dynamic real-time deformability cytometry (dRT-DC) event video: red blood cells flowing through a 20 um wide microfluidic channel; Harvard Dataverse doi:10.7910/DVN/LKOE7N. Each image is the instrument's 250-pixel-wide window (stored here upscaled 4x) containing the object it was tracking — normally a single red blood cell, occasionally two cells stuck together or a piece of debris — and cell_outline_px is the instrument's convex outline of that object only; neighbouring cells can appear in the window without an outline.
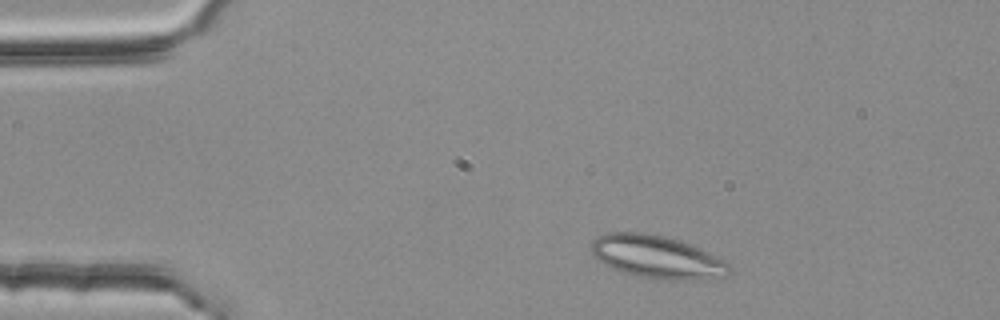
{"species": "common noctule bat (a hibernating species)", "species_latin": "Nyctalus noctula", "temperature_condition": "room temperature", "stored_images_in_passage": 42, "segment_of_instrument_passage": [1, 2], "camera_frame_rate_fps": 3000, "um_per_image_px": 0.085, "animal": {"sex": "female", "body_mass_g": 25.1}, "frame": {"image": 1, "passage_image": 1, "time_ms": 0.0, "image_size_px": [1000, 320], "cell_outline_px": [[732, 272], [724, 276], [684, 280], [668, 280], [636, 276], [612, 268], [604, 264], [592, 256], [592, 240], [608, 232], [644, 232], [664, 236], [680, 240], [700, 248], [724, 260], [732, 268]], "centroid_in_image_um": [55.83, 21.83], "position_along_channel_um": 29.2, "area_um2": 34.39}}